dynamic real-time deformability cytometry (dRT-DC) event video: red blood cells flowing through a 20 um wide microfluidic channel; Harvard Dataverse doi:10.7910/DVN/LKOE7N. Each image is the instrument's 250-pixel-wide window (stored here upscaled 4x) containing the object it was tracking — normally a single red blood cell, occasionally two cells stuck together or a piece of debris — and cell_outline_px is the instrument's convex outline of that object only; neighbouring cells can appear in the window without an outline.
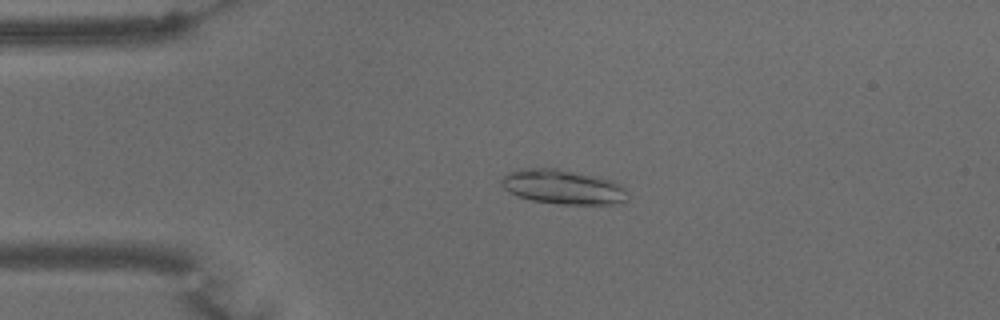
{"species": "common noctule bat (a hibernating species)", "species_latin": "Nyctalus noctula", "temperature_condition": "warm", "stored_images_in_passage": 48, "camera_frame_rate_fps": 3000, "um_per_image_px": 0.085, "animal": {"sex": "male", "body_mass_g": 15.6}, "frame": {"image": 1, "passage_image": 12, "time_ms": 3.667, "image_size_px": [1000, 320], "cell_outline_px": [[628, 200], [612, 204], [560, 204], [532, 200], [520, 196], [504, 188], [500, 184], [500, 180], [508, 172], [524, 168], [560, 168], [612, 180], [620, 184], [628, 192]], "centroid_in_image_um": [47.87, 15.88], "position_along_channel_um": 37.1, "area_um2": 25.32}}
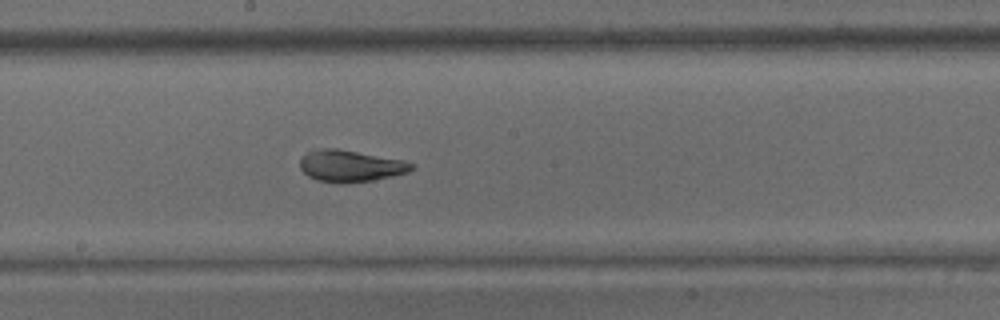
{"frame": {"image": 2, "passage_image": 30, "time_ms": 9.667, "image_size_px": [1000, 320], "cell_outline_px": [[416, 168], [408, 172], [392, 176], [372, 180], [348, 184], [344, 184], [316, 180], [308, 176], [300, 168], [300, 160], [308, 152], [324, 148], [336, 148], [404, 160], [416, 164]], "centroid_in_image_um": [29.83, 14.12], "position_along_channel_um": 218.4, "area_um2": 20.69}}
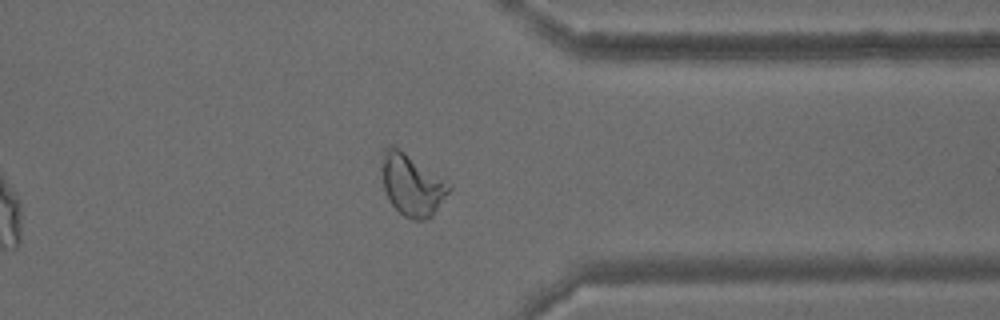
{"frame": {"image": 3, "passage_image": 44, "time_ms": 14.333, "image_size_px": [1000, 320], "cell_outline_px": [[452, 188], [432, 216], [424, 220], [412, 220], [404, 216], [388, 200], [384, 188], [380, 168], [384, 148], [388, 144], [392, 144], [400, 148]], "centroid_in_image_um": [34.94, 15.71], "position_along_channel_um": 376.5, "area_um2": 23.76}, "authors_computed_cell_mechanics": {"area_um2": 22.5709, "velocity_mm_per_s": 3.5166, "shape_relaxation_time_tau1_ms": 7.8154, "shape_relaxation_time_tau2_ms": 2.9184, "deformation_change_tau1": 0.2139, "deformation_change_tau2": 0.1118}}